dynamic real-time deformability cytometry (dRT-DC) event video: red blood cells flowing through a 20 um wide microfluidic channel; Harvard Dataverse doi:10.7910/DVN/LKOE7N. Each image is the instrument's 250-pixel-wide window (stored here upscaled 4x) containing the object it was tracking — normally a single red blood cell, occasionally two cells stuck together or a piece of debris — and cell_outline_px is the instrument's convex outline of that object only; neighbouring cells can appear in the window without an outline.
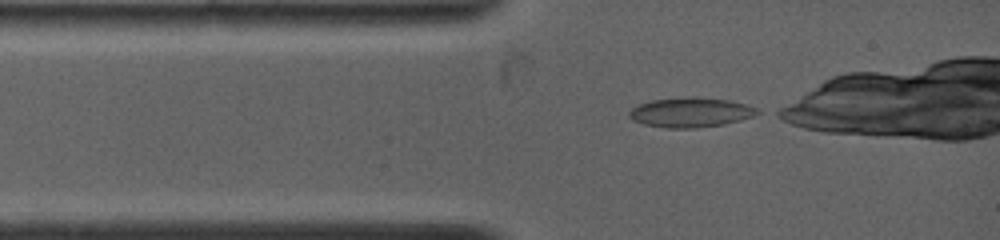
{"species": "common noctule bat (a hibernating species)", "species_latin": "Nyctalus noctula", "temperature_condition": "warm", "stored_images_in_passage": 38, "camera_frame_rate_fps": 4500, "um_per_image_px": 0.085, "animal": {"sex": "female", "body_mass_g": 19.0, "forearm_length_mm": 53.3}, "frame": {"image": 1, "passage_image": 1, "time_ms": 0.0, "image_size_px": [1000, 240], "cell_outline_px": [[760, 112], [752, 116], [740, 120], [724, 124], [696, 128], [668, 128], [644, 124], [632, 120], [628, 116], [628, 112], [632, 108], [640, 104], [652, 100], [688, 96], [692, 96], [732, 100], [756, 108]], "centroid_in_image_um": [58.68, 9.54], "position_along_channel_um": 26.3, "area_um2": 22.2}}
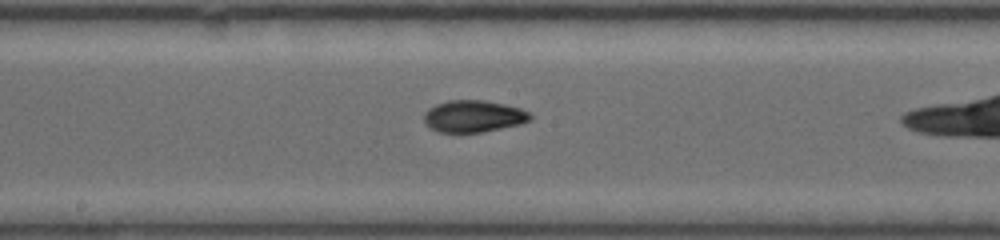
{"frame": {"image": 2, "passage_image": 19, "time_ms": 4.889, "image_size_px": [1000, 240], "cell_outline_px": [[532, 116], [528, 120], [520, 124], [480, 132], [440, 132], [432, 128], [424, 120], [424, 112], [428, 108], [436, 104], [448, 100], [484, 100], [504, 104], [520, 108], [528, 112]], "centroid_in_image_um": [40.23, 9.86], "position_along_channel_um": 208.0, "area_um2": 19.48}}
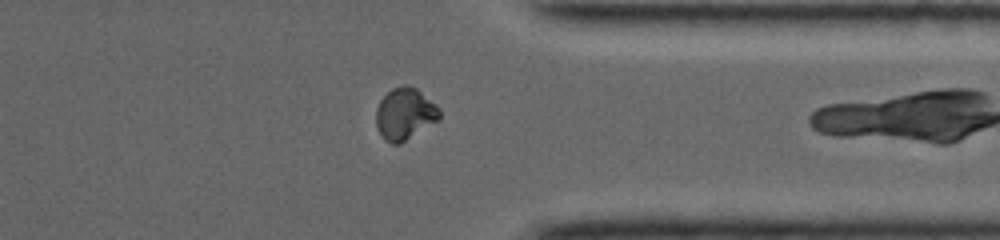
{"frame": {"image": 3, "passage_image": 34, "time_ms": 9.333, "image_size_px": [1000, 240], "cell_outline_px": [[440, 120], [400, 144], [392, 144], [384, 140], [376, 124], [376, 108], [380, 100], [392, 88], [404, 84], [416, 88], [436, 104], [440, 108]], "centroid_in_image_um": [34.43, 9.69], "position_along_channel_um": 377.0, "area_um2": 19.31}, "authors_computed_cell_mechanics": {"area_um2": 19.3052, "velocity_mm_per_s": 3.8927, "shape_relaxation_time_tau1_ms": 11.3086, "shape_relaxation_time_tau2_ms": 2.4592, "deformation_change_tau1": 0.2897, "deformation_change_tau2": 0.0374}}